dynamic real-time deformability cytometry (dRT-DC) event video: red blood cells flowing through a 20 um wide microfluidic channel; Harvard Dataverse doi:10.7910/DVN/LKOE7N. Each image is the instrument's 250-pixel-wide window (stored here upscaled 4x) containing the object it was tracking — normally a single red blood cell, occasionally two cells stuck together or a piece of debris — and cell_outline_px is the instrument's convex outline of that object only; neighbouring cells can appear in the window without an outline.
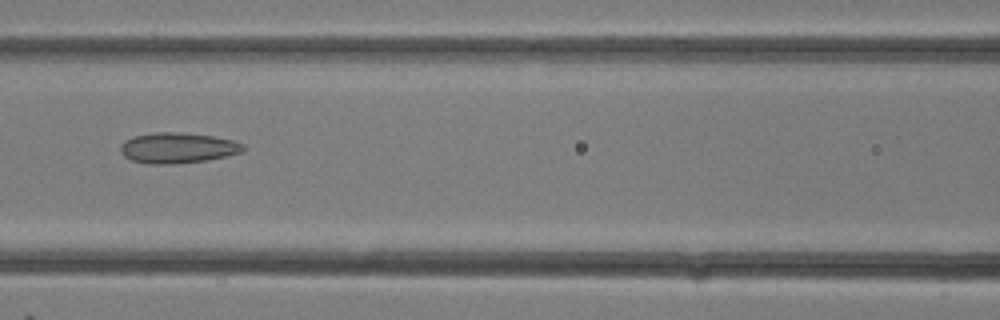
{"species": "common noctule bat (a hibernating species)", "species_latin": "Nyctalus noctula", "temperature_condition": "room temperature", "stored_images_in_passage": 10, "camera_frame_rate_fps": 3000, "um_per_image_px": 0.085, "animal": {"sex": "female"}, "frame": {"image": 1, "passage_image": 5, "time_ms": 1.333, "image_size_px": [1000, 320], "cell_outline_px": [[244, 148], [240, 152], [224, 156], [204, 160], [172, 164], [148, 164], [132, 160], [124, 156], [120, 152], [120, 144], [124, 140], [132, 136], [156, 132], [172, 132], [212, 136], [232, 140], [244, 144]], "centroid_in_image_um": [15.02, 12.57], "position_along_channel_um": 151.6, "area_um2": 21.62}}
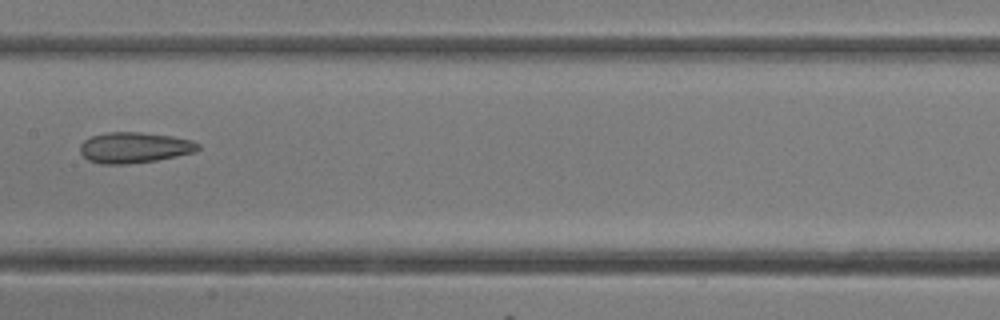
{"frame": {"image": 2, "passage_image": 7, "time_ms": 2.0, "image_size_px": [1000, 320], "cell_outline_px": [[200, 148], [196, 152], [156, 160], [128, 164], [100, 164], [88, 160], [80, 152], [80, 144], [84, 140], [92, 136], [108, 132], [140, 132], [172, 136], [192, 140], [200, 144]], "centroid_in_image_um": [11.43, 12.54], "position_along_channel_um": 196.0, "area_um2": 21.21}}
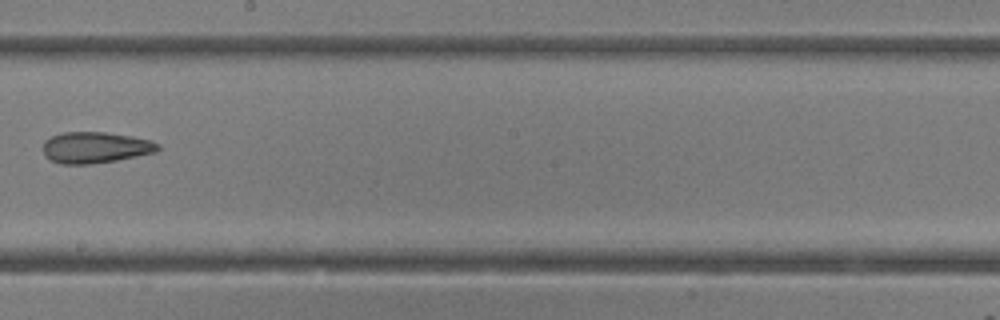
{"frame": {"image": 3, "passage_image": 9, "time_ms": 2.667, "image_size_px": [1000, 320], "cell_outline_px": [[160, 148], [156, 152], [116, 160], [92, 164], [60, 164], [44, 156], [44, 140], [52, 136], [64, 132], [104, 132], [132, 136], [152, 140], [160, 144]], "centroid_in_image_um": [8.12, 12.53], "position_along_channel_um": 240.1, "area_um2": 20.92}}